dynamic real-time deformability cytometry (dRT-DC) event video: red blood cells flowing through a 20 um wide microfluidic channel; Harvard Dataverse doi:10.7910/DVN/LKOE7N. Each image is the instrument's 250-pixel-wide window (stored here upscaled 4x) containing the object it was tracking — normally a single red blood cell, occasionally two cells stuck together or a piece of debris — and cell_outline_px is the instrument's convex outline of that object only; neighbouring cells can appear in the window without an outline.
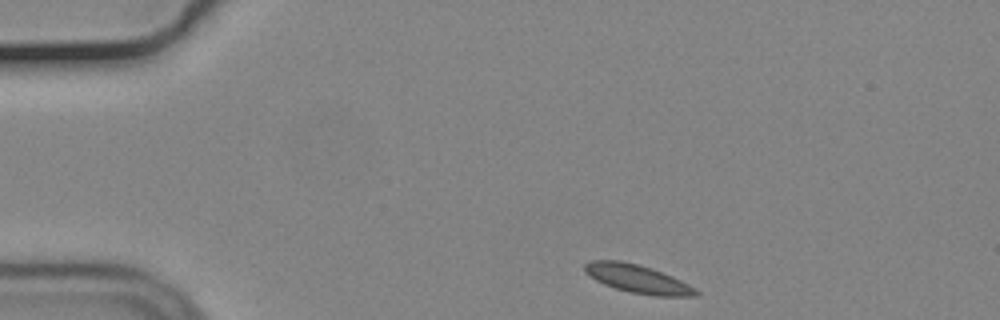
{"species": "common noctule bat (a hibernating species)", "species_latin": "Nyctalus noctula", "temperature_condition": "cold", "stored_images_in_passage": 47, "camera_frame_rate_fps": 3000, "um_per_image_px": 0.085, "animal": {"sex": "male", "body_mass_g": 19.2, "forearm_length_mm": 51.8}, "frame": {"image": 1, "passage_image": 1, "time_ms": 0.0, "image_size_px": [1000, 320], "cell_outline_px": [[700, 292], [696, 296], [656, 296], [628, 292], [604, 284], [596, 280], [584, 272], [584, 264], [592, 260], [620, 260], [652, 268], [672, 276], [696, 288]], "centroid_in_image_um": [54.2, 23.7], "position_along_channel_um": 30.8, "area_um2": 18.32}}
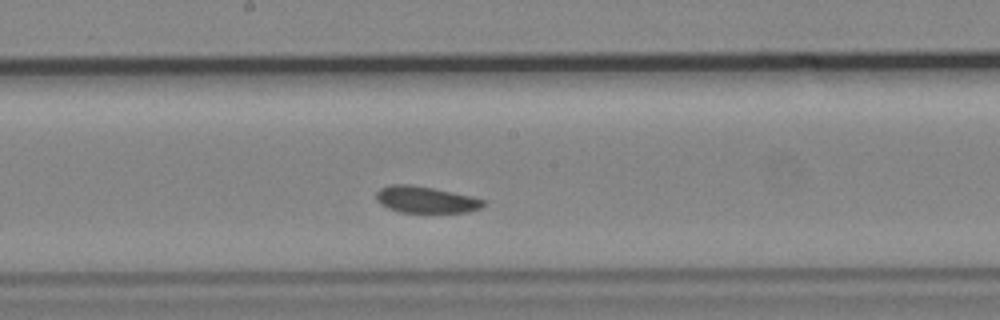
{"frame": {"image": 2, "passage_image": 21, "time_ms": 6.667, "image_size_px": [1000, 320], "cell_outline_px": [[484, 204], [480, 208], [468, 212], [400, 212], [388, 208], [380, 204], [376, 200], [376, 192], [380, 188], [392, 184], [412, 184], [472, 196], [484, 200]], "centroid_in_image_um": [36.15, 16.96], "position_along_channel_um": 212.1, "area_um2": 16.53}}
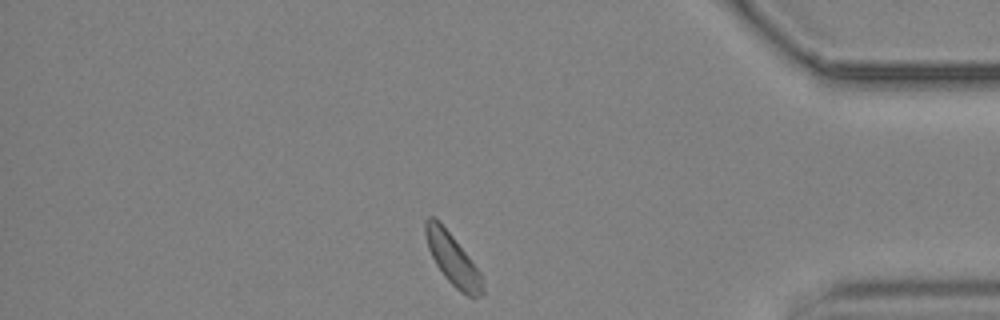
{"frame": {"image": 3, "passage_image": 39, "time_ms": 12.667, "image_size_px": [1000, 320], "cell_outline_px": [[484, 292], [480, 296], [472, 300], [460, 292], [444, 276], [436, 264], [428, 248], [424, 232], [424, 220], [428, 216], [436, 216], [440, 220], [468, 256], [480, 272], [484, 280]], "centroid_in_image_um": [38.48, 22.04], "position_along_channel_um": 396.7, "area_um2": 17.46}}